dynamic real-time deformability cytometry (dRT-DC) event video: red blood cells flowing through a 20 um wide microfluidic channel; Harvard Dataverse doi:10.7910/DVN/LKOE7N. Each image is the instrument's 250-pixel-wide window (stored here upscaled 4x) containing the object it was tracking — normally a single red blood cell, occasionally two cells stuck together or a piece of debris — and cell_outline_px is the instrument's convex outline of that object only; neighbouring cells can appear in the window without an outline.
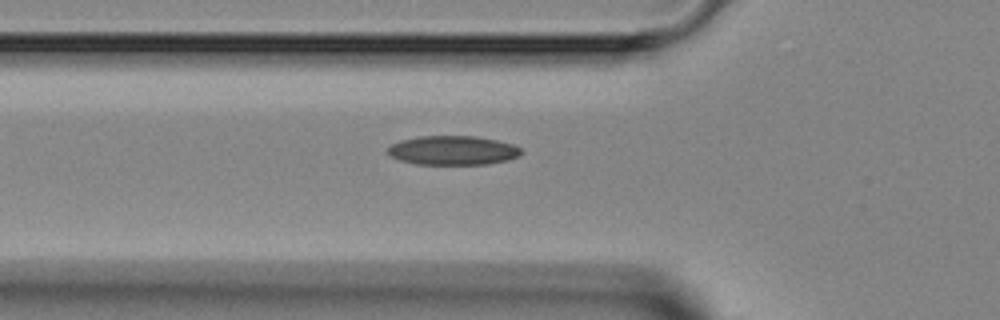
{"species": "Egyptian fruit bat (a non-hibernating species)", "species_latin": "Rousettus aegyptiacus", "temperature_condition": "room temperature", "stored_images_in_passage": 3, "camera_frame_rate_fps": 3000, "um_per_image_px": 0.085, "animal": {"sex": "female"}, "frame": {"image": 1, "passage_image": 3, "time_ms": 2.333, "image_size_px": [1000, 320], "cell_outline_px": [[524, 152], [520, 156], [508, 160], [488, 164], [416, 164], [400, 160], [388, 156], [388, 148], [392, 144], [400, 140], [420, 136], [476, 136], [496, 140], [512, 144], [520, 148]], "centroid_in_image_um": [38.5, 12.78], "position_along_channel_um": 87.3, "area_um2": 22.77}}